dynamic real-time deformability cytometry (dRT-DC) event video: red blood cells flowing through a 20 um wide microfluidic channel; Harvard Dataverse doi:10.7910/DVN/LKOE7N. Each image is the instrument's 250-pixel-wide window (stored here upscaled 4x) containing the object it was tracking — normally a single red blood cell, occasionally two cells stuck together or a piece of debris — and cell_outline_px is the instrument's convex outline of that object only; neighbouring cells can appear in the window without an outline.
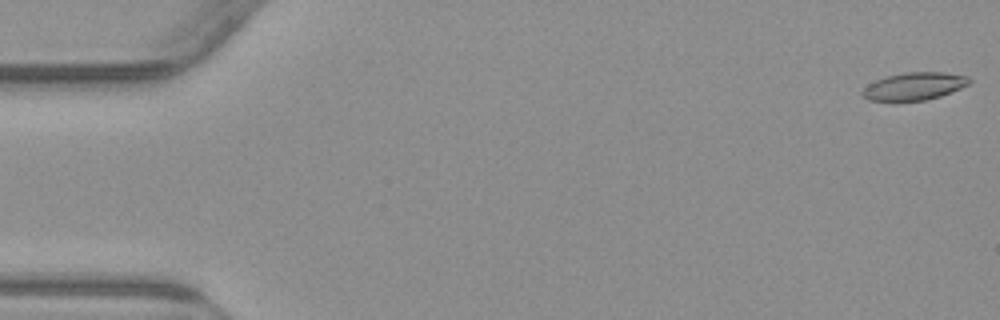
{"species": "common noctule bat (a hibernating species)", "species_latin": "Nyctalus noctula", "temperature_condition": "warm", "stored_images_in_passage": 54, "camera_frame_rate_fps": 3000, "um_per_image_px": 0.085, "animal": {"sex": "male", "body_mass_g": 23.1, "forearm_length_mm": 52.7}, "frame": {"image": 1, "passage_image": 1, "time_ms": 0.0, "image_size_px": [1000, 320], "cell_outline_px": [[972, 80], [968, 84], [960, 88], [940, 96], [924, 100], [896, 104], [868, 100], [860, 92], [868, 84], [876, 80], [888, 76], [904, 72], [944, 72], [968, 76]], "centroid_in_image_um": [77.65, 7.37], "position_along_channel_um": 7.4, "area_um2": 17.74}}
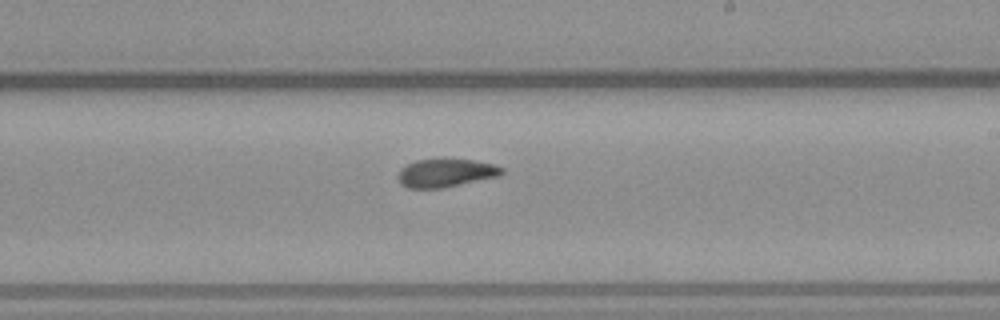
{"frame": {"image": 2, "passage_image": 32, "time_ms": 10.333, "image_size_px": [1000, 320], "cell_outline_px": [[504, 172], [500, 176], [440, 188], [408, 188], [400, 184], [396, 176], [400, 168], [416, 160], [444, 156], [472, 160], [496, 164], [504, 168]], "centroid_in_image_um": [37.88, 14.65], "position_along_channel_um": 251.1, "area_um2": 17.8}}
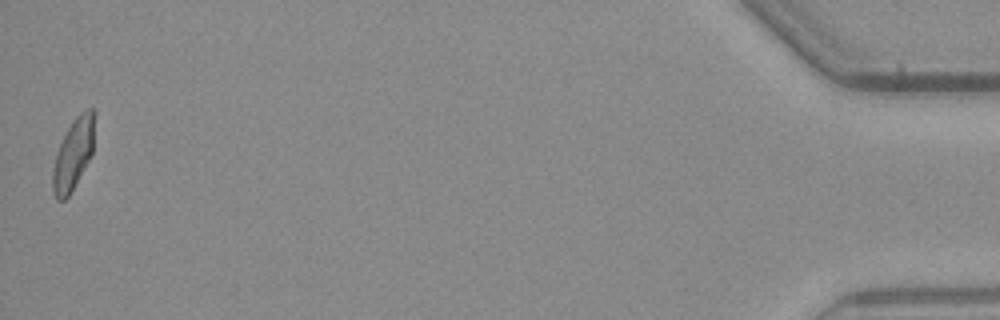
{"frame": {"image": 3, "passage_image": 54, "time_ms": 17.667, "image_size_px": [1000, 320], "cell_outline_px": [[96, 112], [92, 152], [88, 160], [68, 196], [64, 200], [56, 200], [52, 192], [52, 172], [56, 152], [72, 120], [80, 112], [88, 108], [92, 108]], "centroid_in_image_um": [6.23, 13.05], "position_along_channel_um": 429.0, "area_um2": 17.22}, "authors_computed_cell_mechanics": {"area_um2": 17.5712, "velocity_mm_per_s": 3.8231, "shape_relaxation_time_tau1_ms": 7.9488, "shape_relaxation_time_tau2_ms": 3.2681, "deformation_change_tau1": 0.1866, "deformation_change_tau2": 0.0953}}